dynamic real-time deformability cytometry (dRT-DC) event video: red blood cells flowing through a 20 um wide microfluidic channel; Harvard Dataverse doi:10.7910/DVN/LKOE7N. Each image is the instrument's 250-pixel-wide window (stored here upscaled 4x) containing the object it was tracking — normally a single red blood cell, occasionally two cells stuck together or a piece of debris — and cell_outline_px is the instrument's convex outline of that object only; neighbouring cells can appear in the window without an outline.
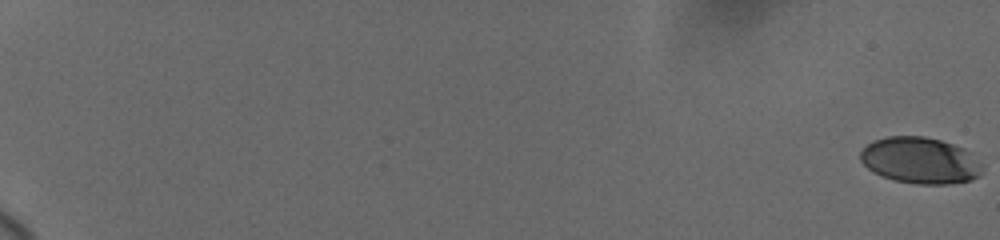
{"species": "human", "species_latin": "Homo sapiens", "temperature_condition": "cold", "stored_images_in_passage": 11, "camera_frame_rate_fps": 3000, "um_per_image_px": 0.085, "donor": {"sex": "female"}, "frame": {"image": 1, "passage_image": 1, "time_ms": 0.0, "image_size_px": [1000, 240], "cell_outline_px": [[984, 172], [980, 176], [972, 180], [948, 184], [916, 184], [892, 180], [872, 172], [860, 160], [860, 152], [872, 140], [888, 136], [924, 136], [940, 140], [964, 148], [972, 152], [984, 164]], "centroid_in_image_um": [78.27, 13.64], "position_along_channel_um": 6.7, "area_um2": 33.52}}